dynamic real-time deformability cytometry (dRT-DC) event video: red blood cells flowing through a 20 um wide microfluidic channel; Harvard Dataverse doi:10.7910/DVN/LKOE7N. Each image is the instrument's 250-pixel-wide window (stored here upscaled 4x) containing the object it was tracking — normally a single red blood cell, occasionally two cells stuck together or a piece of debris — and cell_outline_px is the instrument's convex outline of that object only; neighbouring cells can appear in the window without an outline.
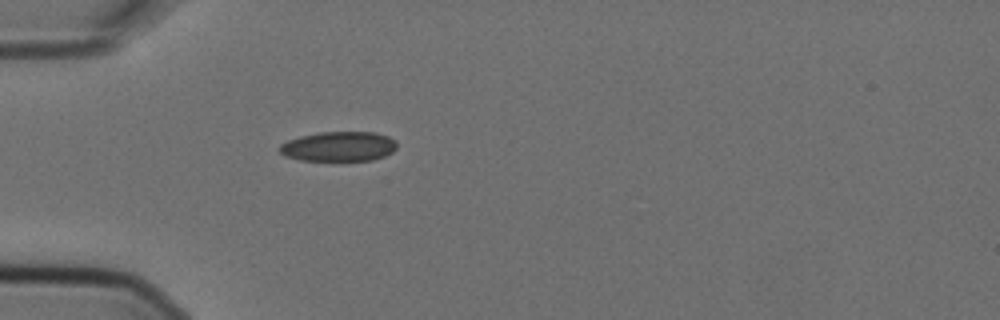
{"species": "Egyptian fruit bat (a non-hibernating species)", "species_latin": "Rousettus aegyptiacus", "temperature_condition": "cold", "stored_images_in_passage": 4, "camera_frame_rate_fps": 3000, "um_per_image_px": 0.085, "animal": {"sex": "female"}, "frame": {"image": 1, "passage_image": 4, "time_ms": 1.0, "image_size_px": [1000, 320], "cell_outline_px": [[396, 148], [392, 152], [384, 156], [372, 160], [300, 160], [284, 156], [276, 148], [280, 144], [288, 140], [300, 136], [320, 132], [376, 132], [388, 136], [396, 140]], "centroid_in_image_um": [28.77, 12.44], "position_along_channel_um": 56.2, "area_um2": 20.46}}